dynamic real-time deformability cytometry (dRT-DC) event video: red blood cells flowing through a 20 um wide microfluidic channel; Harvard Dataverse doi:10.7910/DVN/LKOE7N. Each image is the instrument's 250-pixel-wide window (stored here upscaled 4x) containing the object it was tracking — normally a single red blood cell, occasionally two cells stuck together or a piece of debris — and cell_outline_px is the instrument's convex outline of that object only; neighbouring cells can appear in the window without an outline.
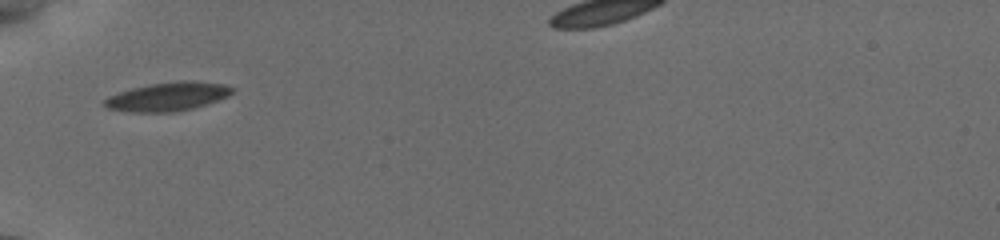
{"species": "common noctule bat (a hibernating species)", "species_latin": "Nyctalus noctula", "temperature_condition": "cold", "stored_images_in_passage": 6, "camera_frame_rate_fps": 3000, "um_per_image_px": 0.085, "animal": {"sex": "female", "body_mass_g": 19.5, "forearm_length_mm": 54.1}, "frame": {"image": 1, "passage_image": 1, "time_ms": 0.0, "image_size_px": [1000, 240], "cell_outline_px": [[232, 92], [228, 96], [192, 108], [176, 112], [128, 112], [108, 108], [100, 104], [108, 96], [132, 88], [152, 84], [184, 80], [224, 84], [232, 88]], "centroid_in_image_um": [14.19, 8.22], "position_along_channel_um": 70.8, "area_um2": 21.04}}
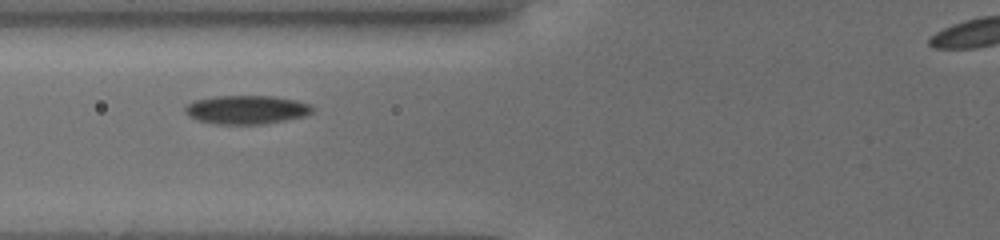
{"frame": {"image": 2, "passage_image": 4, "time_ms": 1.0, "image_size_px": [1000, 240], "cell_outline_px": [[316, 108], [308, 116], [264, 124], [216, 124], [196, 120], [188, 116], [184, 112], [184, 108], [188, 104], [196, 100], [216, 96], [272, 96], [296, 100], [312, 104]], "centroid_in_image_um": [21.0, 9.33], "position_along_channel_um": 104.8, "area_um2": 21.56}}